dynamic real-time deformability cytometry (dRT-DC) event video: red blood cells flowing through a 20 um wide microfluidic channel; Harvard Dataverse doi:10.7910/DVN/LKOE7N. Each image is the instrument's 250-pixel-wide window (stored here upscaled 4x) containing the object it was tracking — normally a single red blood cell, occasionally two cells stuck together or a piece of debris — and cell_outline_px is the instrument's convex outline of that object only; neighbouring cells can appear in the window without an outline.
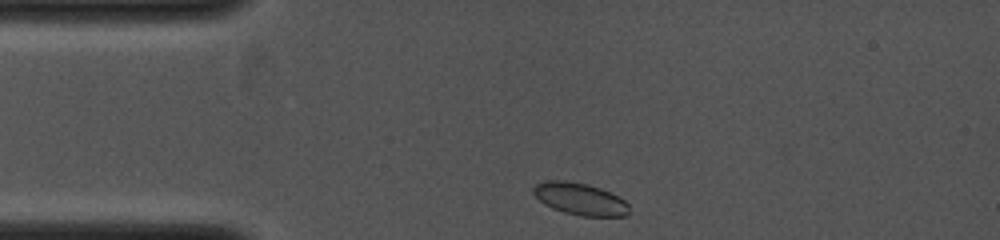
{"species": "common noctule bat (a hibernating species)", "species_latin": "Nyctalus noctula", "temperature_condition": "cold", "stored_images_in_passage": 4, "camera_frame_rate_fps": 4000, "um_per_image_px": 0.085, "animal": {"sex": "female", "body_mass_g": 19.0, "forearm_length_mm": 53.3}, "frame": {"image": 1, "passage_image": 1, "time_ms": 0.0, "image_size_px": [1000, 240], "cell_outline_px": [[628, 216], [580, 216], [564, 212], [552, 208], [544, 204], [532, 192], [532, 188], [536, 184], [544, 180], [564, 180], [588, 184], [600, 188], [624, 200], [628, 204]], "centroid_in_image_um": [49.27, 16.9], "position_along_channel_um": 35.7, "area_um2": 17.86}}